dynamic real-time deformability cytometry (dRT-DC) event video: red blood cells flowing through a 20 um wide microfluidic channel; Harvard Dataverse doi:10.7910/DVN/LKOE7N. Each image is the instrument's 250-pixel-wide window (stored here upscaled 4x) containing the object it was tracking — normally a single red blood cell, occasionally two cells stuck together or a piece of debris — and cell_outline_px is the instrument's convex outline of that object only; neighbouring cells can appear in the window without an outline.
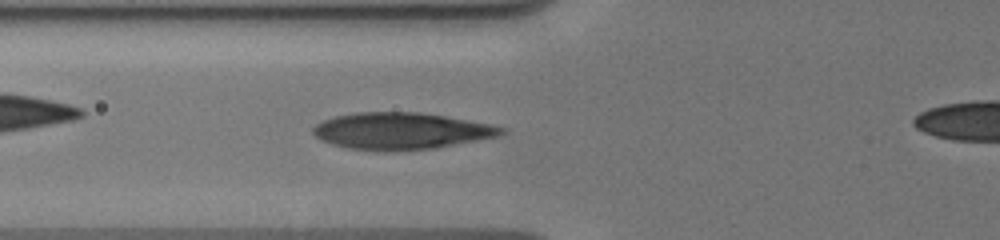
{"species": "human", "species_latin": "Homo sapiens", "temperature_condition": "cold", "stored_images_in_passage": 50, "camera_frame_rate_fps": 3000, "um_per_image_px": 0.085, "donor": {"sex": "male"}, "frame": {"image": 1, "passage_image": 22, "time_ms": 7.0, "image_size_px": [1000, 240], "cell_outline_px": [[508, 132], [500, 136], [436, 148], [348, 148], [332, 144], [320, 140], [312, 132], [312, 128], [316, 124], [324, 120], [336, 116], [356, 112], [420, 112], [492, 124], [504, 128]], "centroid_in_image_um": [34.14, 11.09], "position_along_channel_um": 91.7, "area_um2": 39.3}}
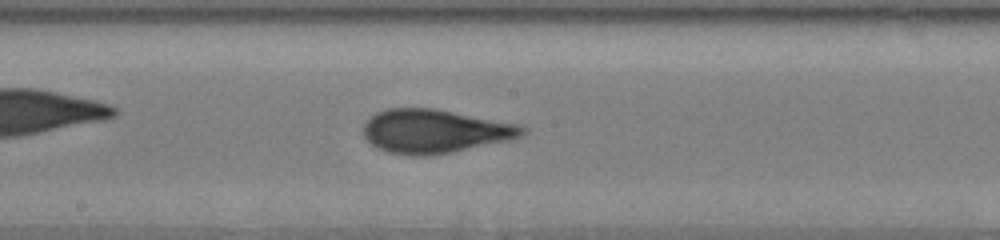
{"frame": {"image": 2, "passage_image": 31, "time_ms": 10.0, "image_size_px": [1000, 240], "cell_outline_px": [[528, 132], [520, 136], [508, 140], [452, 152], [424, 156], [408, 156], [388, 152], [376, 148], [364, 136], [364, 124], [376, 112], [384, 108], [436, 108], [520, 124], [528, 128]], "centroid_in_image_um": [36.96, 11.14], "position_along_channel_um": 211.2, "area_um2": 40.69}}
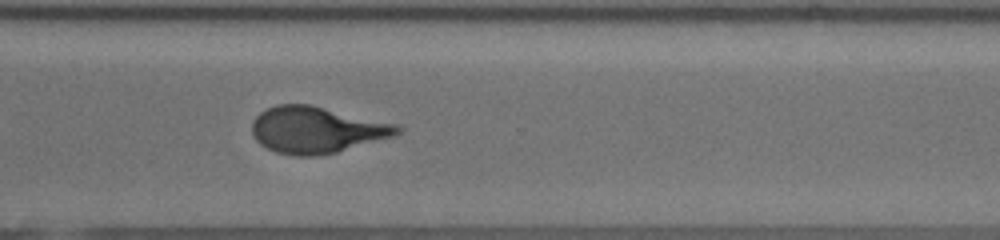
{"frame": {"image": 3, "passage_image": 41, "time_ms": 13.333, "image_size_px": [1000, 240], "cell_outline_px": [[404, 128], [400, 132], [392, 136], [336, 152], [312, 156], [296, 156], [276, 152], [260, 144], [256, 140], [252, 132], [252, 120], [260, 112], [276, 104], [312, 104], [396, 124]], "centroid_in_image_um": [26.88, 11.02], "position_along_channel_um": 343.7, "area_um2": 39.19}}